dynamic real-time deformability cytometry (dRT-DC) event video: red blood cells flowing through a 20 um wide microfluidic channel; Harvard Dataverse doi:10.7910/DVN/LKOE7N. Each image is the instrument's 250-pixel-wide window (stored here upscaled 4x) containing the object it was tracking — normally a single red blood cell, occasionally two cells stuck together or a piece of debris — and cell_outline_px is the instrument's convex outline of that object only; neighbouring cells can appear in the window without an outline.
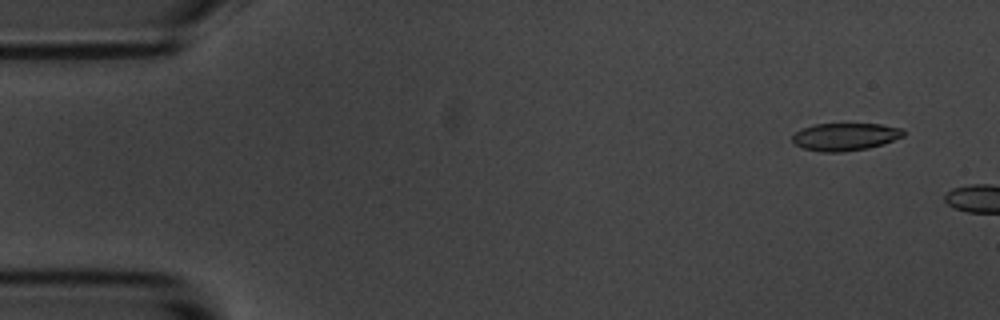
{"species": "common noctule bat (a hibernating species)", "species_latin": "Nyctalus noctula", "temperature_condition": "room temperature", "stored_images_in_passage": 11, "camera_frame_rate_fps": 3000, "um_per_image_px": 0.085, "animal": {"sex": "male", "body_mass_g": 20.1, "forearm_length_mm": 53.5}, "frame": {"image": 1, "passage_image": 1, "time_ms": 0.0, "image_size_px": [1000, 320], "cell_outline_px": [[904, 136], [884, 144], [868, 148], [844, 152], [820, 152], [804, 148], [796, 144], [792, 140], [792, 136], [800, 128], [816, 124], [880, 124], [904, 128]], "centroid_in_image_um": [71.86, 11.62], "position_along_channel_um": 13.1, "area_um2": 17.98}}
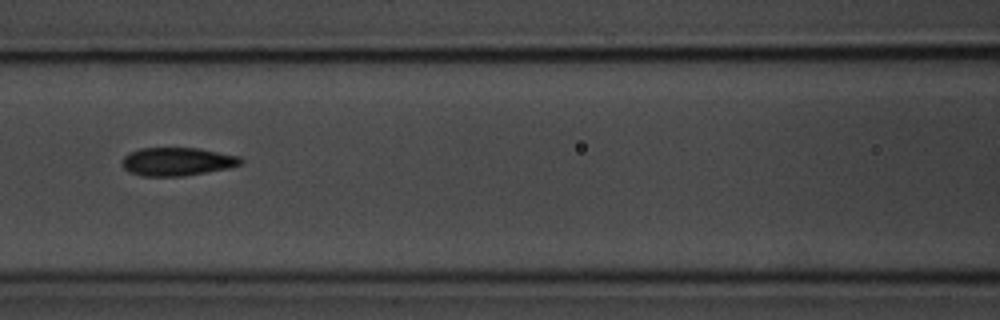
{"frame": {"image": 2, "passage_image": 7, "time_ms": 7.0, "image_size_px": [1000, 320], "cell_outline_px": [[244, 160], [240, 164], [228, 168], [184, 176], [140, 176], [128, 172], [120, 164], [124, 156], [128, 152], [140, 148], [200, 148], [240, 156]], "centroid_in_image_um": [15.02, 13.73], "position_along_channel_um": 151.6, "area_um2": 19.77}}
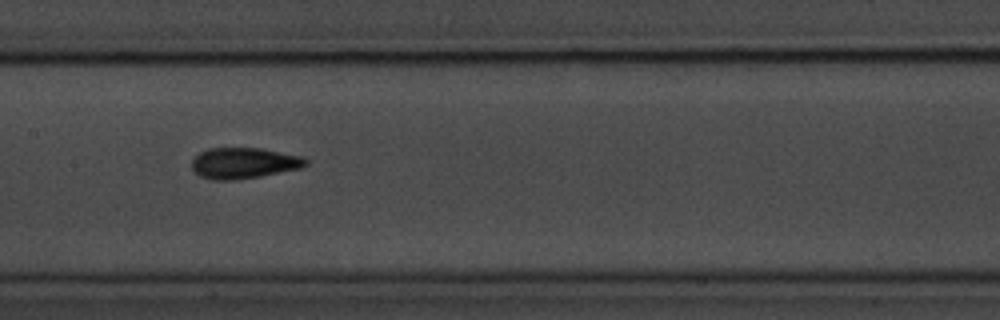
{"frame": {"image": 3, "passage_image": 8, "time_ms": 8.0, "image_size_px": [1000, 320], "cell_outline_px": [[308, 164], [304, 168], [260, 176], [236, 180], [212, 180], [200, 176], [192, 168], [192, 160], [200, 152], [208, 148], [260, 148], [300, 156], [308, 160]], "centroid_in_image_um": [20.74, 13.87], "position_along_channel_um": 186.7, "area_um2": 20.58}}